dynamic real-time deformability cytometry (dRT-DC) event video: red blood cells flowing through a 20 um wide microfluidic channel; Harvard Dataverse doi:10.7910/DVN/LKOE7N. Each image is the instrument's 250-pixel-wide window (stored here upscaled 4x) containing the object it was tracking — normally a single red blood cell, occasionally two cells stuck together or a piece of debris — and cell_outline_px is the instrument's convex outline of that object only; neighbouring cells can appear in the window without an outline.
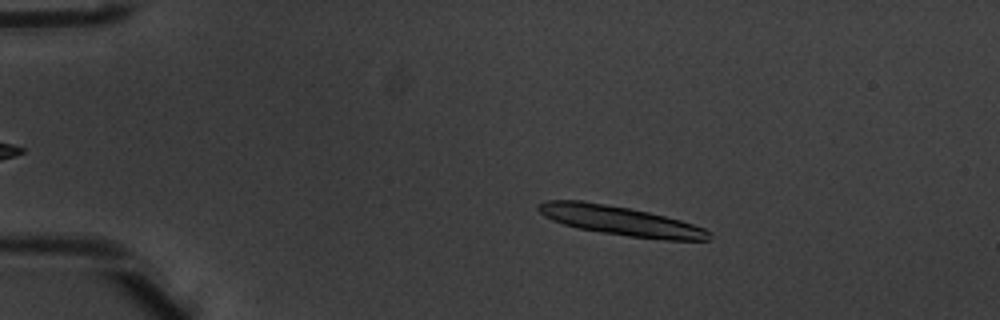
{"species": "common noctule bat (a hibernating species)", "species_latin": "Nyctalus noctula", "temperature_condition": "warm", "stored_images_in_passage": 8, "camera_frame_rate_fps": 3000, "um_per_image_px": 0.085, "animal": {"sex": "male", "body_mass_g": 20.1, "forearm_length_mm": 53.5}, "frame": {"image": 1, "passage_image": 2, "time_ms": 0.333, "image_size_px": [1000, 320], "cell_outline_px": [[712, 236], [708, 240], [664, 240], [628, 236], [600, 232], [576, 228], [552, 220], [544, 216], [536, 208], [536, 204], [544, 200], [580, 200], [628, 208], [648, 212], [680, 220], [704, 228], [712, 232]], "centroid_in_image_um": [52.71, 18.76], "position_along_channel_um": 32.3, "area_um2": 29.13}}